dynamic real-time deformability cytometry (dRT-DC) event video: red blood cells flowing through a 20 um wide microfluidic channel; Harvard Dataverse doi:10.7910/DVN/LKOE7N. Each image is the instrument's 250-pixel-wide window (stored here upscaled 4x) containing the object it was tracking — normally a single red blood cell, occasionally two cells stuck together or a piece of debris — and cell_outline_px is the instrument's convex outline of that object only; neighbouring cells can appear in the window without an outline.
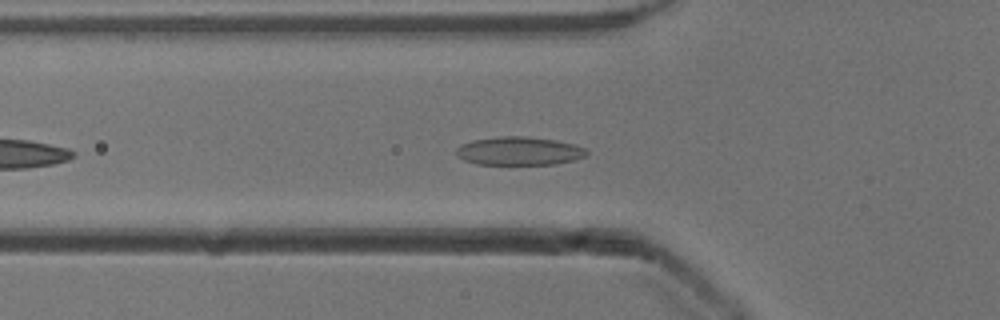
{"species": "common noctule bat (a hibernating species)", "species_latin": "Nyctalus noctula", "temperature_condition": "cold", "stored_images_in_passage": 18, "camera_frame_rate_fps": 3000, "um_per_image_px": 0.085, "animal": {"sex": "male", "body_mass_g": 13.3}, "frame": {"image": 1, "passage_image": 8, "time_ms": 2.333, "image_size_px": [1000, 320], "cell_outline_px": [[588, 152], [584, 156], [572, 160], [556, 164], [476, 164], [464, 160], [456, 156], [456, 148], [460, 144], [472, 140], [500, 136], [528, 136], [556, 140], [576, 144], [584, 148]], "centroid_in_image_um": [44.09, 12.82], "position_along_channel_um": 81.7, "area_um2": 21.68}}
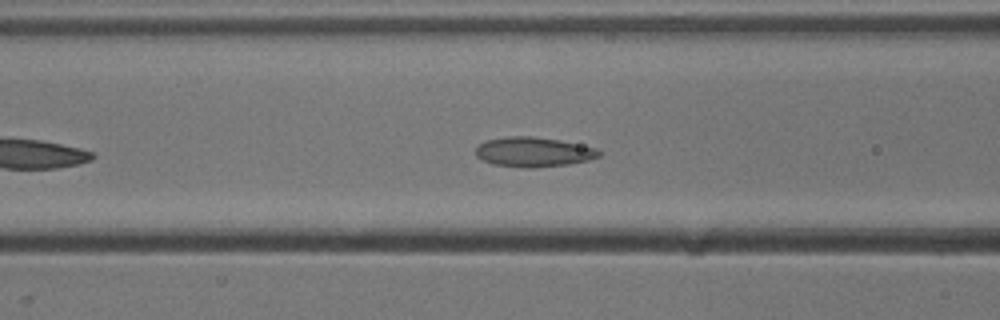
{"frame": {"image": 2, "passage_image": 11, "time_ms": 3.333, "image_size_px": [1000, 320], "cell_outline_px": [[604, 152], [600, 156], [588, 160], [568, 164], [532, 168], [524, 168], [492, 164], [476, 156], [476, 148], [480, 144], [488, 140], [508, 136], [532, 136], [560, 140], [596, 148]], "centroid_in_image_um": [45.37, 12.92], "position_along_channel_um": 121.2, "area_um2": 21.33}}
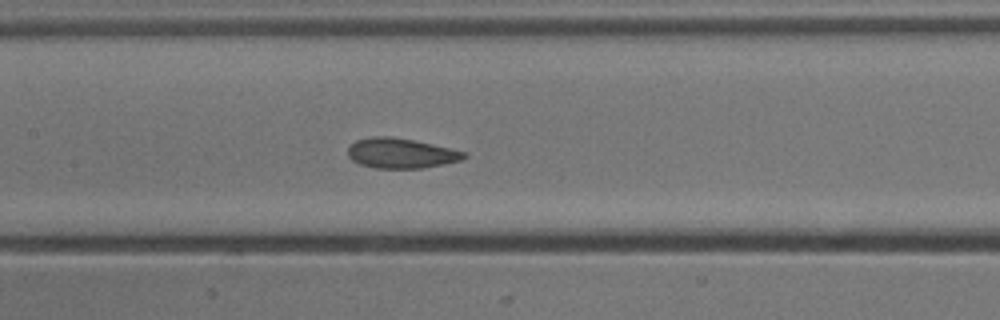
{"frame": {"image": 3, "passage_image": 15, "time_ms": 4.667, "image_size_px": [1000, 320], "cell_outline_px": [[468, 156], [460, 160], [444, 164], [424, 168], [376, 168], [360, 164], [352, 160], [348, 156], [348, 148], [356, 140], [372, 136], [388, 136], [412, 140], [432, 144], [468, 152]], "centroid_in_image_um": [34.1, 13.02], "position_along_channel_um": 173.3, "area_um2": 20.29}}